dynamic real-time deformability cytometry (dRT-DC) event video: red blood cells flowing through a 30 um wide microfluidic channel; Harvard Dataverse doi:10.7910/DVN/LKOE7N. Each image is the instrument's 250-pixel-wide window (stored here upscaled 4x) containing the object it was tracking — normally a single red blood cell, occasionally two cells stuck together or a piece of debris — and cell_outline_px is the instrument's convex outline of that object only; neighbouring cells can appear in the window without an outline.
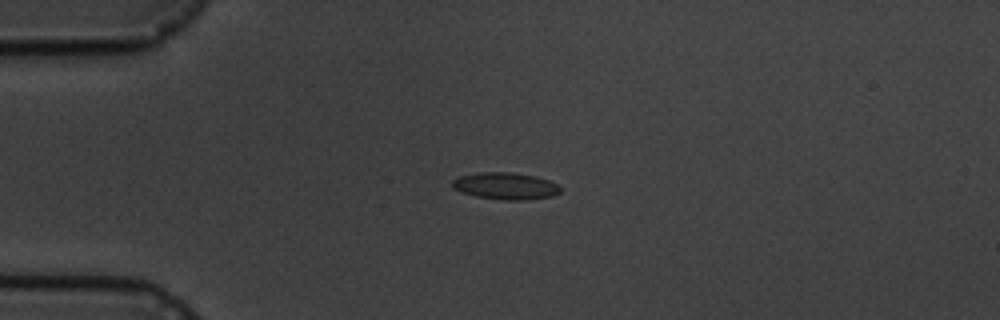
{"species": "common noctule bat (a hibernating species)", "species_latin": "Nyctalus noctula", "temperature_condition": "cold", "stored_images_in_passage": 4, "camera_frame_rate_fps": 3000, "um_per_image_px": 0.085, "animal": {"sex": "male", "body_mass_g": 19.5, "forearm_length_mm": 54.6}, "frame": {"image": 1, "passage_image": 3, "time_ms": 2.333, "image_size_px": [1000, 320], "cell_outline_px": [[560, 192], [552, 196], [524, 200], [500, 200], [476, 196], [460, 192], [452, 188], [452, 180], [460, 176], [480, 172], [512, 172], [536, 176], [548, 180], [556, 184], [560, 188]], "centroid_in_image_um": [42.94, 15.81], "position_along_channel_um": 42.1, "area_um2": 16.99}}